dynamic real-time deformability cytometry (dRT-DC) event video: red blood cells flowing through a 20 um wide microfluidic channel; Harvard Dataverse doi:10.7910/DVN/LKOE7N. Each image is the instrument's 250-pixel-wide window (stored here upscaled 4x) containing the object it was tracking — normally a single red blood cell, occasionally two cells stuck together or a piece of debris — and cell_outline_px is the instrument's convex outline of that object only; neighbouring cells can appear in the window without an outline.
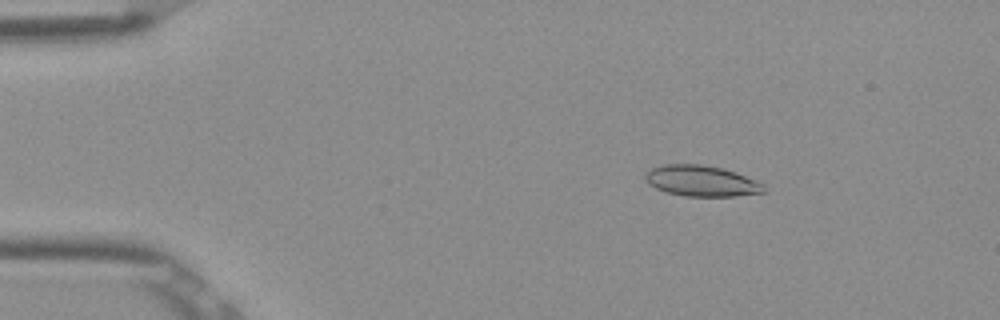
{"species": "Egyptian fruit bat (a non-hibernating species)", "species_latin": "Rousettus aegyptiacus", "temperature_condition": "room temperature", "stored_images_in_passage": 53, "camera_frame_rate_fps": 3000, "um_per_image_px": 0.085, "frame": {"image": 1, "passage_image": 9, "time_ms": 2.667, "image_size_px": [1000, 320], "cell_outline_px": [[764, 192], [736, 196], [684, 196], [668, 192], [656, 188], [648, 184], [644, 180], [644, 176], [652, 168], [664, 164], [700, 164], [724, 168], [736, 172], [764, 184]], "centroid_in_image_um": [59.61, 15.37], "position_along_channel_um": 25.4, "area_um2": 21.27}}
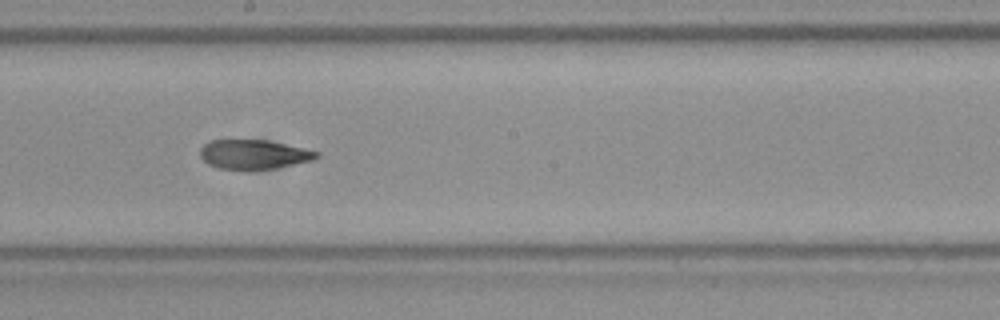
{"frame": {"image": 2, "passage_image": 30, "time_ms": 9.667, "image_size_px": [1000, 320], "cell_outline_px": [[320, 156], [312, 160], [276, 168], [220, 168], [208, 164], [200, 156], [200, 148], [208, 140], [268, 140], [304, 148], [320, 152]], "centroid_in_image_um": [21.58, 13.09], "position_along_channel_um": 226.6, "area_um2": 19.59}}
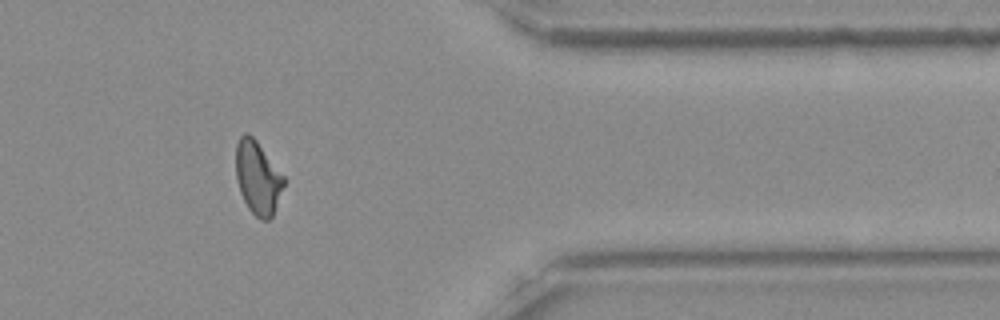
{"frame": {"image": 3, "passage_image": 44, "time_ms": 14.333, "image_size_px": [1000, 320], "cell_outline_px": [[284, 184], [272, 216], [268, 220], [260, 220], [248, 208], [240, 192], [236, 180], [236, 144], [240, 136], [244, 132], [248, 132], [256, 140], [284, 176]], "centroid_in_image_um": [21.88, 15.08], "position_along_channel_um": 389.5, "area_um2": 20.29}, "authors_computed_cell_mechanics": {"area_um2": 20.9236, "velocity_mm_per_s": 3.8936, "shape_relaxation_time_tau1_ms": null, "shape_relaxation_time_tau2_ms": 2.6112, "deformation_change_tau1": null, "deformation_change_tau2": 0.0795}}